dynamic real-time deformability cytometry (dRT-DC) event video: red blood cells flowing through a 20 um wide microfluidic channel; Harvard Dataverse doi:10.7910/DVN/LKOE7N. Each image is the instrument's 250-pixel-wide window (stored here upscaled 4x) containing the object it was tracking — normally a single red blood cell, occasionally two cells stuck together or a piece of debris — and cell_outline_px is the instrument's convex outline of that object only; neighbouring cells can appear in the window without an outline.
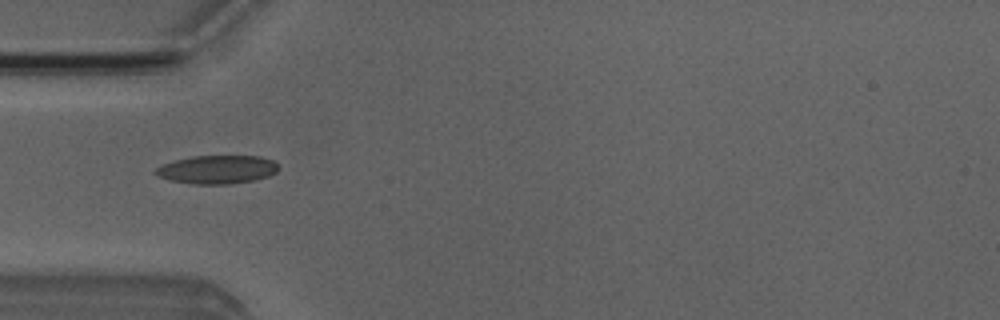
{"species": "Egyptian fruit bat (a non-hibernating species)", "species_latin": "Rousettus aegyptiacus", "temperature_condition": "room temperature", "stored_images_in_passage": 4, "camera_frame_rate_fps": 3000, "um_per_image_px": 0.085, "animal": {"sex": "male"}, "frame": {"image": 1, "passage_image": 1, "time_ms": 0.0, "image_size_px": [1000, 320], "cell_outline_px": [[276, 172], [268, 176], [256, 180], [228, 184], [192, 184], [172, 180], [156, 176], [152, 172], [156, 168], [164, 164], [176, 160], [192, 156], [260, 156], [272, 160], [276, 164]], "centroid_in_image_um": [18.43, 14.41], "position_along_channel_um": 66.6, "area_um2": 20.23}}
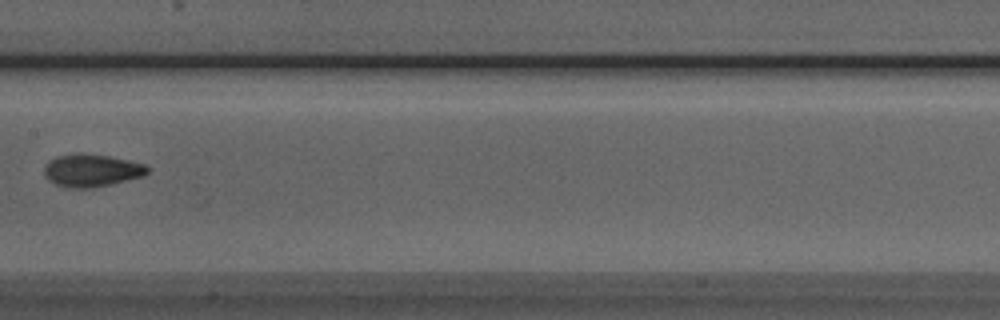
{"frame": {"image": 2, "passage_image": 4, "time_ms": 3.333, "image_size_px": [1000, 320], "cell_outline_px": [[148, 172], [144, 176], [112, 184], [92, 188], [68, 188], [56, 184], [48, 180], [44, 176], [44, 168], [56, 156], [76, 152], [80, 152], [108, 156], [128, 160], [144, 164], [148, 168]], "centroid_in_image_um": [7.78, 14.49], "position_along_channel_um": 199.6, "area_um2": 19.71}}